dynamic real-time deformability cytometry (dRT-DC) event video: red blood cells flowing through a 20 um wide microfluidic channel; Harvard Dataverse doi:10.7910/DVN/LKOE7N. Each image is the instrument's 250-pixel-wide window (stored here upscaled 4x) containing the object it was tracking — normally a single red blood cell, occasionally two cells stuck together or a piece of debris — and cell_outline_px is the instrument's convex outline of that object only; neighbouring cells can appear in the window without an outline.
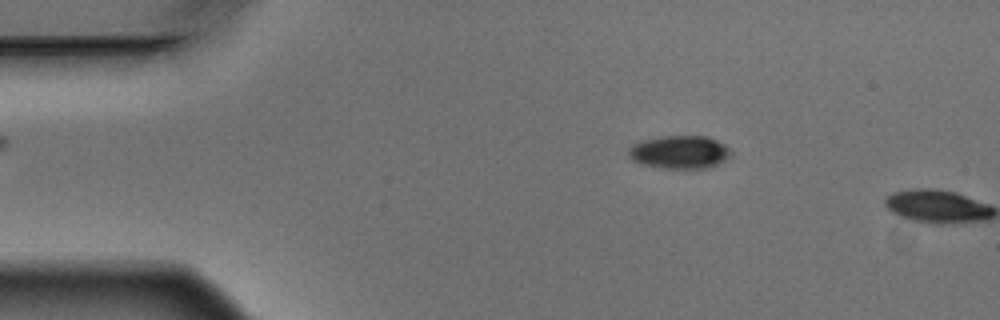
{"species": "Egyptian fruit bat (a non-hibernating species)", "species_latin": "Rousettus aegyptiacus", "temperature_condition": "warm", "stored_images_in_passage": 2, "camera_frame_rate_fps": 3000, "um_per_image_px": 0.085, "animal": {"sex": "male"}, "frame": {"image": 1, "passage_image": 1, "time_ms": 0.0, "image_size_px": [1000, 320], "cell_outline_px": [[732, 156], [708, 168], [660, 168], [640, 164], [632, 160], [628, 156], [628, 148], [632, 144], [640, 140], [660, 136], [708, 136], [724, 144], [732, 152]], "centroid_in_image_um": [57.72, 12.92], "position_along_channel_um": 27.3, "area_um2": 20.0}}